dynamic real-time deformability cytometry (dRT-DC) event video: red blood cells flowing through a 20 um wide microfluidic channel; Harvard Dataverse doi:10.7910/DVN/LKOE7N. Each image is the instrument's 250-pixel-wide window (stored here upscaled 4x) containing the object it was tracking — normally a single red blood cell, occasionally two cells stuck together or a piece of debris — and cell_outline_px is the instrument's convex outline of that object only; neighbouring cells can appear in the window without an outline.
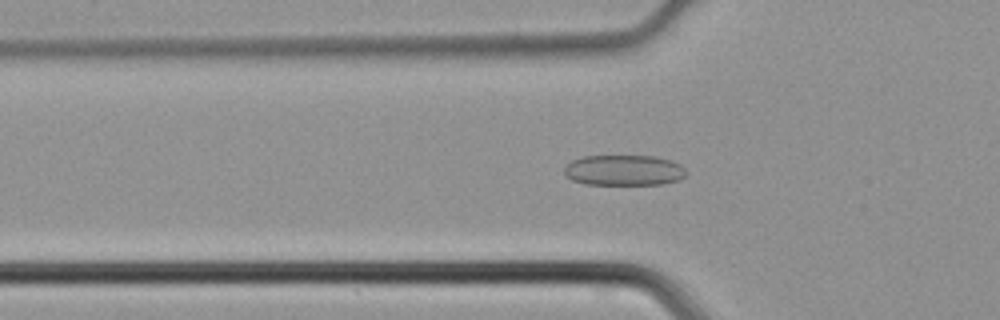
{"species": "common noctule bat (a hibernating species)", "species_latin": "Nyctalus noctula", "temperature_condition": "cold", "stored_images_in_passage": 35, "camera_frame_rate_fps": 3000, "um_per_image_px": 0.085, "animal": {"sex": "male", "body_mass_g": 21.5, "forearm_length_mm": 52.0}, "frame": {"image": 1, "passage_image": 4, "time_ms": 1.0, "image_size_px": [1000, 320], "cell_outline_px": [[688, 172], [680, 180], [660, 184], [584, 184], [572, 180], [564, 176], [564, 168], [572, 160], [584, 156], [652, 156], [668, 160], [680, 164]], "centroid_in_image_um": [53.01, 14.48], "position_along_channel_um": 72.8, "area_um2": 21.73}}
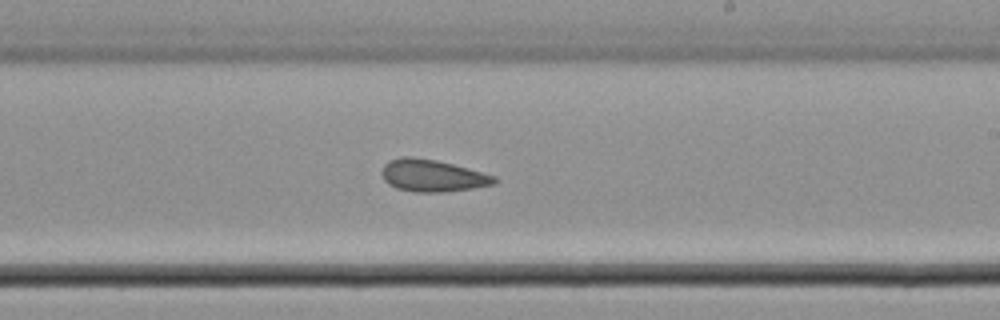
{"frame": {"image": 2, "passage_image": 16, "time_ms": 5.0, "image_size_px": [1000, 320], "cell_outline_px": [[496, 184], [448, 192], [412, 192], [396, 188], [388, 184], [384, 180], [384, 164], [388, 160], [404, 156], [408, 156], [436, 160], [452, 164], [496, 176]], "centroid_in_image_um": [36.76, 14.94], "position_along_channel_um": 252.2, "area_um2": 20.92}}
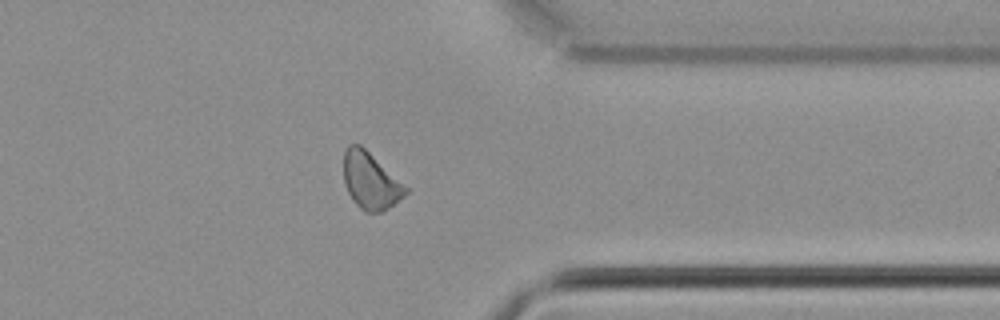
{"frame": {"image": 3, "passage_image": 25, "time_ms": 8.0, "image_size_px": [1000, 320], "cell_outline_px": [[408, 192], [404, 196], [388, 208], [380, 212], [364, 212], [356, 204], [348, 192], [344, 184], [344, 152], [348, 144], [360, 144], [408, 188]], "centroid_in_image_um": [31.47, 15.37], "position_along_channel_um": 379.9, "area_um2": 20.17}}